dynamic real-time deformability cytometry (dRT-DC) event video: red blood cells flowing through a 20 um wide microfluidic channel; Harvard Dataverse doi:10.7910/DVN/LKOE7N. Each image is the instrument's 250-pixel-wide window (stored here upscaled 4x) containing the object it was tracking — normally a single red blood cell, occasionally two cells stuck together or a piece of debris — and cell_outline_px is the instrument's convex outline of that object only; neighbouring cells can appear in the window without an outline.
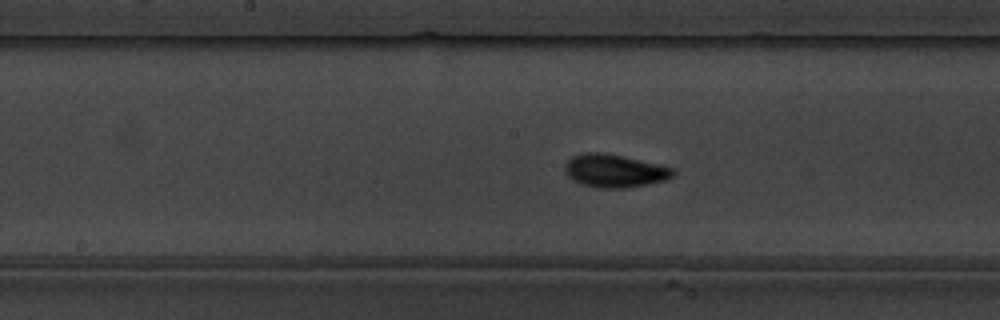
{"species": "common noctule bat (a hibernating species)", "species_latin": "Nyctalus noctula", "temperature_condition": "warm", "stored_images_in_passage": 44, "segment_of_instrument_passage": [1, 2], "camera_frame_rate_fps": 3000, "um_per_image_px": 0.085, "animal": {"sex": "male", "body_mass_g": 19.5, "forearm_length_mm": 54.6}, "frame": {"image": 1, "passage_image": 15, "time_ms": 4.667, "image_size_px": [1000, 320], "cell_outline_px": [[676, 172], [672, 176], [664, 180], [648, 184], [624, 188], [600, 188], [580, 184], [572, 180], [564, 172], [564, 164], [572, 156], [584, 152], [604, 152], [624, 156], [672, 168]], "centroid_in_image_um": [52.17, 14.51], "position_along_channel_um": 196.0, "area_um2": 20.87}}
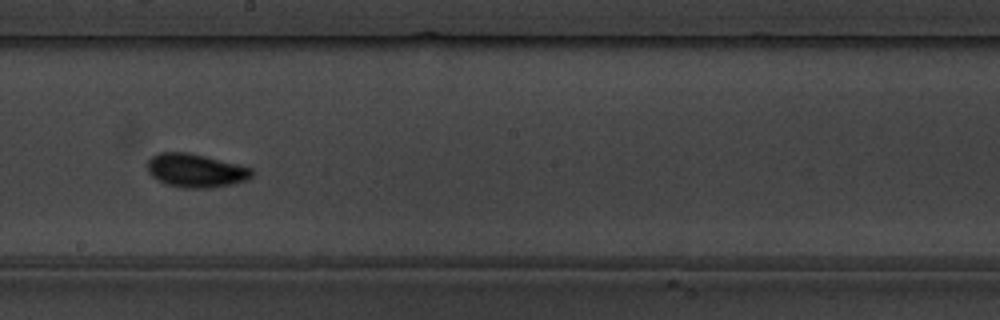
{"frame": {"image": 2, "passage_image": 18, "time_ms": 5.667, "image_size_px": [1000, 320], "cell_outline_px": [[252, 176], [248, 180], [232, 184], [208, 188], [184, 188], [164, 184], [156, 180], [148, 172], [148, 160], [152, 156], [160, 152], [188, 152], [252, 168]], "centroid_in_image_um": [16.61, 14.51], "position_along_channel_um": 231.6, "area_um2": 20.4}}
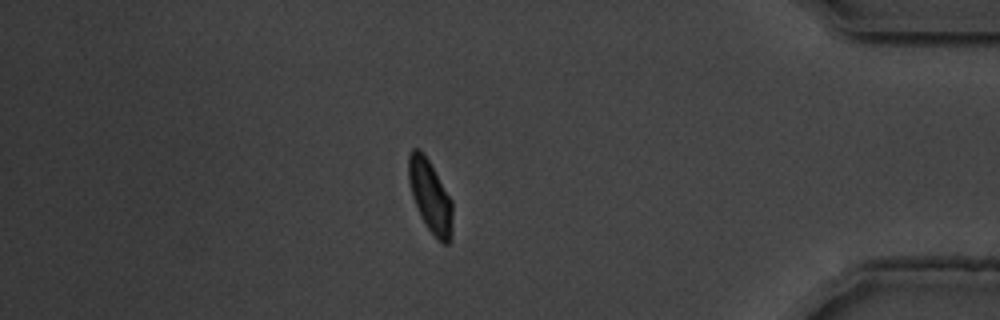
{"frame": {"image": 3, "passage_image": 35, "time_ms": 11.333, "image_size_px": [1000, 320], "cell_outline_px": [[452, 240], [448, 244], [444, 244], [428, 228], [412, 196], [408, 180], [408, 156], [412, 148], [420, 148], [424, 152], [452, 200]], "centroid_in_image_um": [36.57, 16.63], "position_along_channel_um": 398.6, "area_um2": 18.38}}